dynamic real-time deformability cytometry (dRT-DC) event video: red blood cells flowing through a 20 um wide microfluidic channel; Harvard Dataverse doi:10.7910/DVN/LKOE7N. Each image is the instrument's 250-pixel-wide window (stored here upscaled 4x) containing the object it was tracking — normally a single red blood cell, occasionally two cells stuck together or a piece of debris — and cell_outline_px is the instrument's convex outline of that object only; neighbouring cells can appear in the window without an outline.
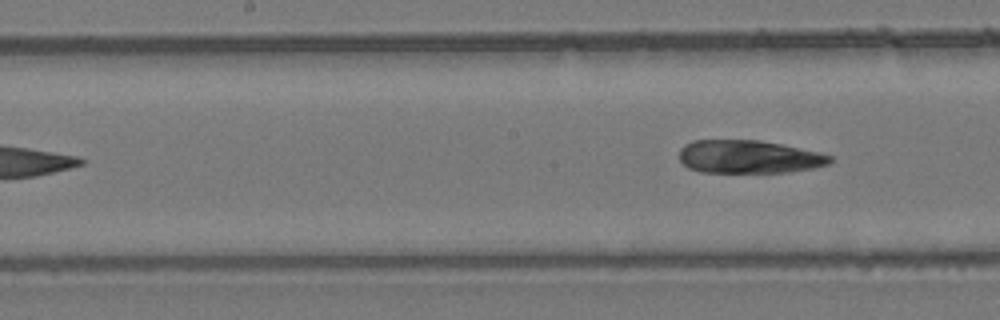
{"species": "common noctule bat (a hibernating species)", "species_latin": "Nyctalus noctula", "temperature_condition": "room temperature", "stored_images_in_passage": 6, "camera_frame_rate_fps": 3000, "um_per_image_px": 0.085, "animal": {"sex": "female", "body_mass_g": 24.6, "forearm_length_mm": 56.2}, "frame": {"image": 1, "passage_image": 6, "time_ms": 6.0, "image_size_px": [1000, 320], "cell_outline_px": [[832, 160], [828, 164], [812, 168], [788, 172], [700, 172], [688, 168], [680, 160], [680, 148], [684, 144], [692, 140], [760, 140], [780, 144], [816, 152], [832, 156]], "centroid_in_image_um": [63.59, 13.32], "position_along_channel_um": 184.6, "area_um2": 28.9}}